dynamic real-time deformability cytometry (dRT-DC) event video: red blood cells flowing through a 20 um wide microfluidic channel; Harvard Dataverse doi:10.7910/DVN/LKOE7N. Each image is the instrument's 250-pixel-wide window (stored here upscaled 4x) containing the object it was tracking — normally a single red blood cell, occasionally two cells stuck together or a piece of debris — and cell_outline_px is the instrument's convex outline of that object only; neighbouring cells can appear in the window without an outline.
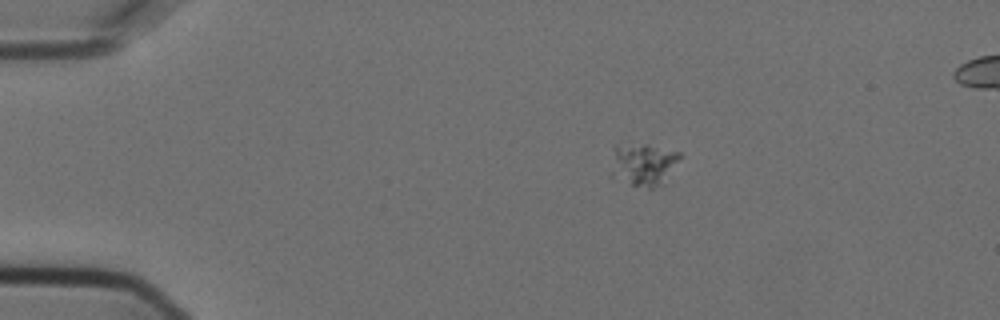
{"species": "Egyptian fruit bat (a non-hibernating species)", "species_latin": "Rousettus aegyptiacus", "temperature_condition": "cold", "stored_images_in_passage": 5, "camera_frame_rate_fps": 3000, "um_per_image_px": 0.085, "animal": {"sex": "female"}, "frame": {"image": 1, "passage_image": 3, "time_ms": 0.667, "image_size_px": [1000, 320], "cell_outline_px": [[680, 156], [660, 184], [652, 188], [648, 188], [632, 184], [612, 176], [612, 148], [616, 144], [644, 144], [680, 152]], "centroid_in_image_um": [54.6, 13.93], "position_along_channel_um": 30.4, "area_um2": 16.42}}